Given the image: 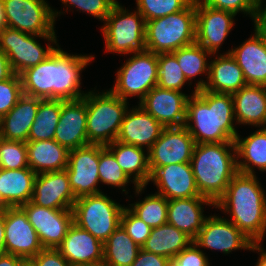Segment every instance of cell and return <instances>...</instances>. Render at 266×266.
<instances>
[{
  "label": "cell",
  "instance_id": "cell-1",
  "mask_svg": "<svg viewBox=\"0 0 266 266\" xmlns=\"http://www.w3.org/2000/svg\"><path fill=\"white\" fill-rule=\"evenodd\" d=\"M38 65L21 72L23 94L43 100H77L86 93L81 91L80 72L95 58L71 55L59 48Z\"/></svg>",
  "mask_w": 266,
  "mask_h": 266
},
{
  "label": "cell",
  "instance_id": "cell-2",
  "mask_svg": "<svg viewBox=\"0 0 266 266\" xmlns=\"http://www.w3.org/2000/svg\"><path fill=\"white\" fill-rule=\"evenodd\" d=\"M234 120L231 94L201 89L188 99L184 126L196 144L234 142L238 135Z\"/></svg>",
  "mask_w": 266,
  "mask_h": 266
},
{
  "label": "cell",
  "instance_id": "cell-3",
  "mask_svg": "<svg viewBox=\"0 0 266 266\" xmlns=\"http://www.w3.org/2000/svg\"><path fill=\"white\" fill-rule=\"evenodd\" d=\"M256 174L238 172L215 208L230 213L232 222L250 240L262 241L266 232V194Z\"/></svg>",
  "mask_w": 266,
  "mask_h": 266
},
{
  "label": "cell",
  "instance_id": "cell-4",
  "mask_svg": "<svg viewBox=\"0 0 266 266\" xmlns=\"http://www.w3.org/2000/svg\"><path fill=\"white\" fill-rule=\"evenodd\" d=\"M190 164L200 195L216 203L238 173L235 142L196 144Z\"/></svg>",
  "mask_w": 266,
  "mask_h": 266
},
{
  "label": "cell",
  "instance_id": "cell-5",
  "mask_svg": "<svg viewBox=\"0 0 266 266\" xmlns=\"http://www.w3.org/2000/svg\"><path fill=\"white\" fill-rule=\"evenodd\" d=\"M196 41V10L192 0L182 11L146 21L145 47L153 53H170Z\"/></svg>",
  "mask_w": 266,
  "mask_h": 266
},
{
  "label": "cell",
  "instance_id": "cell-6",
  "mask_svg": "<svg viewBox=\"0 0 266 266\" xmlns=\"http://www.w3.org/2000/svg\"><path fill=\"white\" fill-rule=\"evenodd\" d=\"M87 140L89 144L107 146L117 139L126 111L127 101L106 92H87Z\"/></svg>",
  "mask_w": 266,
  "mask_h": 266
},
{
  "label": "cell",
  "instance_id": "cell-7",
  "mask_svg": "<svg viewBox=\"0 0 266 266\" xmlns=\"http://www.w3.org/2000/svg\"><path fill=\"white\" fill-rule=\"evenodd\" d=\"M123 209L104 193L82 196L72 207L73 223L104 243L120 226Z\"/></svg>",
  "mask_w": 266,
  "mask_h": 266
},
{
  "label": "cell",
  "instance_id": "cell-8",
  "mask_svg": "<svg viewBox=\"0 0 266 266\" xmlns=\"http://www.w3.org/2000/svg\"><path fill=\"white\" fill-rule=\"evenodd\" d=\"M101 28L106 51L117 54H132L145 47L146 20L137 11L130 12L116 3Z\"/></svg>",
  "mask_w": 266,
  "mask_h": 266
},
{
  "label": "cell",
  "instance_id": "cell-9",
  "mask_svg": "<svg viewBox=\"0 0 266 266\" xmlns=\"http://www.w3.org/2000/svg\"><path fill=\"white\" fill-rule=\"evenodd\" d=\"M133 54L117 71L115 85L109 90L123 100L138 96L141 101L157 86L158 54L146 49Z\"/></svg>",
  "mask_w": 266,
  "mask_h": 266
},
{
  "label": "cell",
  "instance_id": "cell-10",
  "mask_svg": "<svg viewBox=\"0 0 266 266\" xmlns=\"http://www.w3.org/2000/svg\"><path fill=\"white\" fill-rule=\"evenodd\" d=\"M36 37L46 39L53 45L57 43L55 34L35 36L7 26L0 31V50L6 54L15 74L19 75L27 68L38 65L57 48L48 43L44 49Z\"/></svg>",
  "mask_w": 266,
  "mask_h": 266
},
{
  "label": "cell",
  "instance_id": "cell-11",
  "mask_svg": "<svg viewBox=\"0 0 266 266\" xmlns=\"http://www.w3.org/2000/svg\"><path fill=\"white\" fill-rule=\"evenodd\" d=\"M3 5L7 27L35 36L55 34V18L61 12L45 0H3Z\"/></svg>",
  "mask_w": 266,
  "mask_h": 266
},
{
  "label": "cell",
  "instance_id": "cell-12",
  "mask_svg": "<svg viewBox=\"0 0 266 266\" xmlns=\"http://www.w3.org/2000/svg\"><path fill=\"white\" fill-rule=\"evenodd\" d=\"M100 145L89 144L69 151L66 168L76 198L102 193L99 190Z\"/></svg>",
  "mask_w": 266,
  "mask_h": 266
},
{
  "label": "cell",
  "instance_id": "cell-13",
  "mask_svg": "<svg viewBox=\"0 0 266 266\" xmlns=\"http://www.w3.org/2000/svg\"><path fill=\"white\" fill-rule=\"evenodd\" d=\"M195 145L185 126L165 127L148 150L150 173L161 166L190 163Z\"/></svg>",
  "mask_w": 266,
  "mask_h": 266
},
{
  "label": "cell",
  "instance_id": "cell-14",
  "mask_svg": "<svg viewBox=\"0 0 266 266\" xmlns=\"http://www.w3.org/2000/svg\"><path fill=\"white\" fill-rule=\"evenodd\" d=\"M5 253L28 261L42 249L37 232L21 207L4 208Z\"/></svg>",
  "mask_w": 266,
  "mask_h": 266
},
{
  "label": "cell",
  "instance_id": "cell-15",
  "mask_svg": "<svg viewBox=\"0 0 266 266\" xmlns=\"http://www.w3.org/2000/svg\"><path fill=\"white\" fill-rule=\"evenodd\" d=\"M21 208L37 232L43 248L57 249L73 224L72 210L45 208L34 204L31 200Z\"/></svg>",
  "mask_w": 266,
  "mask_h": 266
},
{
  "label": "cell",
  "instance_id": "cell-16",
  "mask_svg": "<svg viewBox=\"0 0 266 266\" xmlns=\"http://www.w3.org/2000/svg\"><path fill=\"white\" fill-rule=\"evenodd\" d=\"M189 97L180 91L156 86L139 101L138 105L164 127H183Z\"/></svg>",
  "mask_w": 266,
  "mask_h": 266
},
{
  "label": "cell",
  "instance_id": "cell-17",
  "mask_svg": "<svg viewBox=\"0 0 266 266\" xmlns=\"http://www.w3.org/2000/svg\"><path fill=\"white\" fill-rule=\"evenodd\" d=\"M193 242L198 247L221 250L224 254H229L237 249L249 250L253 241L229 219L214 215L207 217Z\"/></svg>",
  "mask_w": 266,
  "mask_h": 266
},
{
  "label": "cell",
  "instance_id": "cell-18",
  "mask_svg": "<svg viewBox=\"0 0 266 266\" xmlns=\"http://www.w3.org/2000/svg\"><path fill=\"white\" fill-rule=\"evenodd\" d=\"M196 43L212 55H216L229 32L234 26L232 12L218 10L200 4L195 0Z\"/></svg>",
  "mask_w": 266,
  "mask_h": 266
},
{
  "label": "cell",
  "instance_id": "cell-19",
  "mask_svg": "<svg viewBox=\"0 0 266 266\" xmlns=\"http://www.w3.org/2000/svg\"><path fill=\"white\" fill-rule=\"evenodd\" d=\"M76 199L66 169L36 175L31 199L34 204L50 209L72 210Z\"/></svg>",
  "mask_w": 266,
  "mask_h": 266
},
{
  "label": "cell",
  "instance_id": "cell-20",
  "mask_svg": "<svg viewBox=\"0 0 266 266\" xmlns=\"http://www.w3.org/2000/svg\"><path fill=\"white\" fill-rule=\"evenodd\" d=\"M54 140L69 151L89 145L85 96L77 100H62Z\"/></svg>",
  "mask_w": 266,
  "mask_h": 266
},
{
  "label": "cell",
  "instance_id": "cell-21",
  "mask_svg": "<svg viewBox=\"0 0 266 266\" xmlns=\"http://www.w3.org/2000/svg\"><path fill=\"white\" fill-rule=\"evenodd\" d=\"M154 182L158 193L167 200L201 196L190 163L170 164L156 168L149 182Z\"/></svg>",
  "mask_w": 266,
  "mask_h": 266
},
{
  "label": "cell",
  "instance_id": "cell-22",
  "mask_svg": "<svg viewBox=\"0 0 266 266\" xmlns=\"http://www.w3.org/2000/svg\"><path fill=\"white\" fill-rule=\"evenodd\" d=\"M164 128L141 106H136L126 111L116 140L142 148L146 147L148 152Z\"/></svg>",
  "mask_w": 266,
  "mask_h": 266
},
{
  "label": "cell",
  "instance_id": "cell-23",
  "mask_svg": "<svg viewBox=\"0 0 266 266\" xmlns=\"http://www.w3.org/2000/svg\"><path fill=\"white\" fill-rule=\"evenodd\" d=\"M219 56L209 62L208 81L199 80L195 91L204 89L213 93L232 95L247 85L242 69L234 57L230 53Z\"/></svg>",
  "mask_w": 266,
  "mask_h": 266
},
{
  "label": "cell",
  "instance_id": "cell-24",
  "mask_svg": "<svg viewBox=\"0 0 266 266\" xmlns=\"http://www.w3.org/2000/svg\"><path fill=\"white\" fill-rule=\"evenodd\" d=\"M254 31L255 35L227 53L242 69L247 84L266 86V37L256 29Z\"/></svg>",
  "mask_w": 266,
  "mask_h": 266
},
{
  "label": "cell",
  "instance_id": "cell-25",
  "mask_svg": "<svg viewBox=\"0 0 266 266\" xmlns=\"http://www.w3.org/2000/svg\"><path fill=\"white\" fill-rule=\"evenodd\" d=\"M103 242L73 223L61 244L60 254L70 265L103 263Z\"/></svg>",
  "mask_w": 266,
  "mask_h": 266
},
{
  "label": "cell",
  "instance_id": "cell-26",
  "mask_svg": "<svg viewBox=\"0 0 266 266\" xmlns=\"http://www.w3.org/2000/svg\"><path fill=\"white\" fill-rule=\"evenodd\" d=\"M204 204L215 206V203L206 197L168 200L167 223L194 239L207 219L203 214Z\"/></svg>",
  "mask_w": 266,
  "mask_h": 266
},
{
  "label": "cell",
  "instance_id": "cell-27",
  "mask_svg": "<svg viewBox=\"0 0 266 266\" xmlns=\"http://www.w3.org/2000/svg\"><path fill=\"white\" fill-rule=\"evenodd\" d=\"M115 157L124 173L131 179L135 187V193L140 194L150 180V168L148 152L144 148L125 144L115 140L105 146Z\"/></svg>",
  "mask_w": 266,
  "mask_h": 266
},
{
  "label": "cell",
  "instance_id": "cell-28",
  "mask_svg": "<svg viewBox=\"0 0 266 266\" xmlns=\"http://www.w3.org/2000/svg\"><path fill=\"white\" fill-rule=\"evenodd\" d=\"M42 100L23 94L16 105L2 116L0 137L5 140L27 142L39 103Z\"/></svg>",
  "mask_w": 266,
  "mask_h": 266
},
{
  "label": "cell",
  "instance_id": "cell-29",
  "mask_svg": "<svg viewBox=\"0 0 266 266\" xmlns=\"http://www.w3.org/2000/svg\"><path fill=\"white\" fill-rule=\"evenodd\" d=\"M232 98L238 124L266 127V86L247 84Z\"/></svg>",
  "mask_w": 266,
  "mask_h": 266
},
{
  "label": "cell",
  "instance_id": "cell-30",
  "mask_svg": "<svg viewBox=\"0 0 266 266\" xmlns=\"http://www.w3.org/2000/svg\"><path fill=\"white\" fill-rule=\"evenodd\" d=\"M36 175L30 168L0 169L1 210L28 203L33 196Z\"/></svg>",
  "mask_w": 266,
  "mask_h": 266
},
{
  "label": "cell",
  "instance_id": "cell-31",
  "mask_svg": "<svg viewBox=\"0 0 266 266\" xmlns=\"http://www.w3.org/2000/svg\"><path fill=\"white\" fill-rule=\"evenodd\" d=\"M29 168L36 174L65 170L68 165L69 150L54 139L27 141Z\"/></svg>",
  "mask_w": 266,
  "mask_h": 266
},
{
  "label": "cell",
  "instance_id": "cell-32",
  "mask_svg": "<svg viewBox=\"0 0 266 266\" xmlns=\"http://www.w3.org/2000/svg\"><path fill=\"white\" fill-rule=\"evenodd\" d=\"M234 142L238 172L254 175L255 166L262 172L266 171V127L256 130L244 139L238 134Z\"/></svg>",
  "mask_w": 266,
  "mask_h": 266
},
{
  "label": "cell",
  "instance_id": "cell-33",
  "mask_svg": "<svg viewBox=\"0 0 266 266\" xmlns=\"http://www.w3.org/2000/svg\"><path fill=\"white\" fill-rule=\"evenodd\" d=\"M192 242L193 239L185 232L166 223L152 228L148 239L141 248L147 252L158 254L171 260Z\"/></svg>",
  "mask_w": 266,
  "mask_h": 266
},
{
  "label": "cell",
  "instance_id": "cell-34",
  "mask_svg": "<svg viewBox=\"0 0 266 266\" xmlns=\"http://www.w3.org/2000/svg\"><path fill=\"white\" fill-rule=\"evenodd\" d=\"M104 266H131L141 247L120 225L103 243Z\"/></svg>",
  "mask_w": 266,
  "mask_h": 266
},
{
  "label": "cell",
  "instance_id": "cell-35",
  "mask_svg": "<svg viewBox=\"0 0 266 266\" xmlns=\"http://www.w3.org/2000/svg\"><path fill=\"white\" fill-rule=\"evenodd\" d=\"M61 108L62 100H42L39 103L35 120L31 126L28 141L54 139Z\"/></svg>",
  "mask_w": 266,
  "mask_h": 266
},
{
  "label": "cell",
  "instance_id": "cell-36",
  "mask_svg": "<svg viewBox=\"0 0 266 266\" xmlns=\"http://www.w3.org/2000/svg\"><path fill=\"white\" fill-rule=\"evenodd\" d=\"M172 53L176 56L187 81H191L197 75L204 74L205 72L208 78L209 64L207 62V56H212V54L206 51L201 45L195 42L191 45L181 47Z\"/></svg>",
  "mask_w": 266,
  "mask_h": 266
},
{
  "label": "cell",
  "instance_id": "cell-37",
  "mask_svg": "<svg viewBox=\"0 0 266 266\" xmlns=\"http://www.w3.org/2000/svg\"><path fill=\"white\" fill-rule=\"evenodd\" d=\"M129 205V209L151 229L167 223L168 200L164 196L151 194L143 201Z\"/></svg>",
  "mask_w": 266,
  "mask_h": 266
},
{
  "label": "cell",
  "instance_id": "cell-38",
  "mask_svg": "<svg viewBox=\"0 0 266 266\" xmlns=\"http://www.w3.org/2000/svg\"><path fill=\"white\" fill-rule=\"evenodd\" d=\"M157 79V86L180 92L185 82L187 83L178 60L172 52L158 54Z\"/></svg>",
  "mask_w": 266,
  "mask_h": 266
},
{
  "label": "cell",
  "instance_id": "cell-39",
  "mask_svg": "<svg viewBox=\"0 0 266 266\" xmlns=\"http://www.w3.org/2000/svg\"><path fill=\"white\" fill-rule=\"evenodd\" d=\"M98 171L100 182L114 187H121L123 188L122 192L126 191L125 186L130 182V178L119 166L114 155L102 145H100Z\"/></svg>",
  "mask_w": 266,
  "mask_h": 266
},
{
  "label": "cell",
  "instance_id": "cell-40",
  "mask_svg": "<svg viewBox=\"0 0 266 266\" xmlns=\"http://www.w3.org/2000/svg\"><path fill=\"white\" fill-rule=\"evenodd\" d=\"M0 168L16 170L29 168L26 142L0 137Z\"/></svg>",
  "mask_w": 266,
  "mask_h": 266
},
{
  "label": "cell",
  "instance_id": "cell-41",
  "mask_svg": "<svg viewBox=\"0 0 266 266\" xmlns=\"http://www.w3.org/2000/svg\"><path fill=\"white\" fill-rule=\"evenodd\" d=\"M192 0H136L137 10L146 21L182 11Z\"/></svg>",
  "mask_w": 266,
  "mask_h": 266
},
{
  "label": "cell",
  "instance_id": "cell-42",
  "mask_svg": "<svg viewBox=\"0 0 266 266\" xmlns=\"http://www.w3.org/2000/svg\"><path fill=\"white\" fill-rule=\"evenodd\" d=\"M22 95L20 75L14 73L10 78L0 81V116L7 114Z\"/></svg>",
  "mask_w": 266,
  "mask_h": 266
},
{
  "label": "cell",
  "instance_id": "cell-43",
  "mask_svg": "<svg viewBox=\"0 0 266 266\" xmlns=\"http://www.w3.org/2000/svg\"><path fill=\"white\" fill-rule=\"evenodd\" d=\"M120 225L140 247L143 246L151 232V227L144 223L127 207H124L122 211Z\"/></svg>",
  "mask_w": 266,
  "mask_h": 266
},
{
  "label": "cell",
  "instance_id": "cell-44",
  "mask_svg": "<svg viewBox=\"0 0 266 266\" xmlns=\"http://www.w3.org/2000/svg\"><path fill=\"white\" fill-rule=\"evenodd\" d=\"M61 2L68 7L71 5L73 8L87 12L102 21L108 17L112 7L118 3L116 0H61Z\"/></svg>",
  "mask_w": 266,
  "mask_h": 266
},
{
  "label": "cell",
  "instance_id": "cell-45",
  "mask_svg": "<svg viewBox=\"0 0 266 266\" xmlns=\"http://www.w3.org/2000/svg\"><path fill=\"white\" fill-rule=\"evenodd\" d=\"M200 4L208 7L232 12L235 15L237 13L244 12L246 15L249 14L254 21L256 15V4L254 0H196Z\"/></svg>",
  "mask_w": 266,
  "mask_h": 266
},
{
  "label": "cell",
  "instance_id": "cell-46",
  "mask_svg": "<svg viewBox=\"0 0 266 266\" xmlns=\"http://www.w3.org/2000/svg\"><path fill=\"white\" fill-rule=\"evenodd\" d=\"M169 266H209V262L205 253L192 242L187 248L169 260Z\"/></svg>",
  "mask_w": 266,
  "mask_h": 266
},
{
  "label": "cell",
  "instance_id": "cell-47",
  "mask_svg": "<svg viewBox=\"0 0 266 266\" xmlns=\"http://www.w3.org/2000/svg\"><path fill=\"white\" fill-rule=\"evenodd\" d=\"M31 266H71L57 249L43 248L27 261Z\"/></svg>",
  "mask_w": 266,
  "mask_h": 266
},
{
  "label": "cell",
  "instance_id": "cell-48",
  "mask_svg": "<svg viewBox=\"0 0 266 266\" xmlns=\"http://www.w3.org/2000/svg\"><path fill=\"white\" fill-rule=\"evenodd\" d=\"M169 260L167 257L147 252L141 248L131 266H169Z\"/></svg>",
  "mask_w": 266,
  "mask_h": 266
},
{
  "label": "cell",
  "instance_id": "cell-49",
  "mask_svg": "<svg viewBox=\"0 0 266 266\" xmlns=\"http://www.w3.org/2000/svg\"><path fill=\"white\" fill-rule=\"evenodd\" d=\"M257 5L256 15L254 18L255 29L263 36L266 37V4Z\"/></svg>",
  "mask_w": 266,
  "mask_h": 266
},
{
  "label": "cell",
  "instance_id": "cell-50",
  "mask_svg": "<svg viewBox=\"0 0 266 266\" xmlns=\"http://www.w3.org/2000/svg\"><path fill=\"white\" fill-rule=\"evenodd\" d=\"M14 74L5 53L0 50V81L10 78Z\"/></svg>",
  "mask_w": 266,
  "mask_h": 266
},
{
  "label": "cell",
  "instance_id": "cell-51",
  "mask_svg": "<svg viewBox=\"0 0 266 266\" xmlns=\"http://www.w3.org/2000/svg\"><path fill=\"white\" fill-rule=\"evenodd\" d=\"M27 261L12 254L0 255V266H23Z\"/></svg>",
  "mask_w": 266,
  "mask_h": 266
},
{
  "label": "cell",
  "instance_id": "cell-52",
  "mask_svg": "<svg viewBox=\"0 0 266 266\" xmlns=\"http://www.w3.org/2000/svg\"><path fill=\"white\" fill-rule=\"evenodd\" d=\"M261 242L262 241L252 242L251 247L249 249L250 251H258L261 254L255 266H266V251H264V248L261 247Z\"/></svg>",
  "mask_w": 266,
  "mask_h": 266
},
{
  "label": "cell",
  "instance_id": "cell-53",
  "mask_svg": "<svg viewBox=\"0 0 266 266\" xmlns=\"http://www.w3.org/2000/svg\"><path fill=\"white\" fill-rule=\"evenodd\" d=\"M4 209L0 210V255L5 254Z\"/></svg>",
  "mask_w": 266,
  "mask_h": 266
},
{
  "label": "cell",
  "instance_id": "cell-54",
  "mask_svg": "<svg viewBox=\"0 0 266 266\" xmlns=\"http://www.w3.org/2000/svg\"><path fill=\"white\" fill-rule=\"evenodd\" d=\"M7 26L3 0H0V31H2Z\"/></svg>",
  "mask_w": 266,
  "mask_h": 266
},
{
  "label": "cell",
  "instance_id": "cell-55",
  "mask_svg": "<svg viewBox=\"0 0 266 266\" xmlns=\"http://www.w3.org/2000/svg\"><path fill=\"white\" fill-rule=\"evenodd\" d=\"M72 266H104L103 263H84V264H76Z\"/></svg>",
  "mask_w": 266,
  "mask_h": 266
},
{
  "label": "cell",
  "instance_id": "cell-56",
  "mask_svg": "<svg viewBox=\"0 0 266 266\" xmlns=\"http://www.w3.org/2000/svg\"><path fill=\"white\" fill-rule=\"evenodd\" d=\"M254 2H255V4H256V6H257V5L262 4V3H263V0H254Z\"/></svg>",
  "mask_w": 266,
  "mask_h": 266
},
{
  "label": "cell",
  "instance_id": "cell-57",
  "mask_svg": "<svg viewBox=\"0 0 266 266\" xmlns=\"http://www.w3.org/2000/svg\"><path fill=\"white\" fill-rule=\"evenodd\" d=\"M1 122H2V117L0 116V132H1Z\"/></svg>",
  "mask_w": 266,
  "mask_h": 266
},
{
  "label": "cell",
  "instance_id": "cell-58",
  "mask_svg": "<svg viewBox=\"0 0 266 266\" xmlns=\"http://www.w3.org/2000/svg\"><path fill=\"white\" fill-rule=\"evenodd\" d=\"M23 266H31L28 262H26Z\"/></svg>",
  "mask_w": 266,
  "mask_h": 266
}]
</instances>
